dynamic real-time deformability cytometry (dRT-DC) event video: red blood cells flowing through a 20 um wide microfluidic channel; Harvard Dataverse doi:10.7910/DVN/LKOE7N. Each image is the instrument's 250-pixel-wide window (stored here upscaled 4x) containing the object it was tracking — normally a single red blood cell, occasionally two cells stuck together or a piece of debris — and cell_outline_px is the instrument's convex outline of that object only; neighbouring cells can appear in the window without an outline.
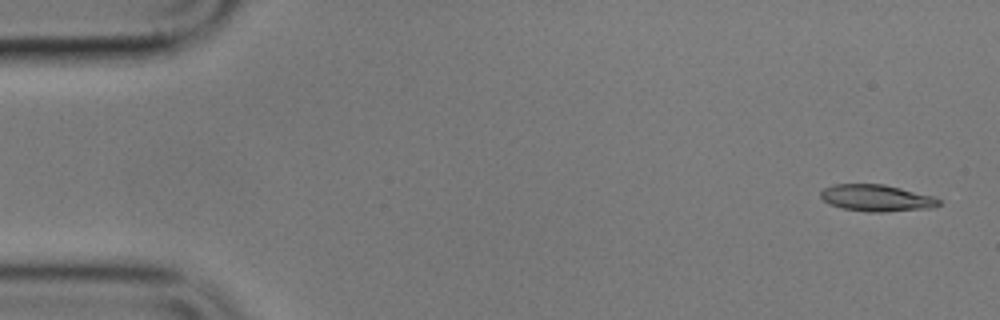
{"species": "common noctule bat (a hibernating species)", "species_latin": "Nyctalus noctula", "temperature_condition": "cold", "stored_images_in_passage": 4, "camera_frame_rate_fps": 3000, "um_per_image_px": 0.085, "animal": {"sex": "male", "body_mass_g": 17.9}, "frame": {"image": 1, "passage_image": 1, "time_ms": 0.0, "image_size_px": [1000, 320], "cell_outline_px": [[940, 204], [932, 208], [884, 212], [868, 212], [840, 208], [828, 204], [820, 196], [820, 192], [824, 188], [832, 184], [884, 184], [936, 196], [940, 200]], "centroid_in_image_um": [74.51, 16.83], "position_along_channel_um": 10.5, "area_um2": 18.67}}
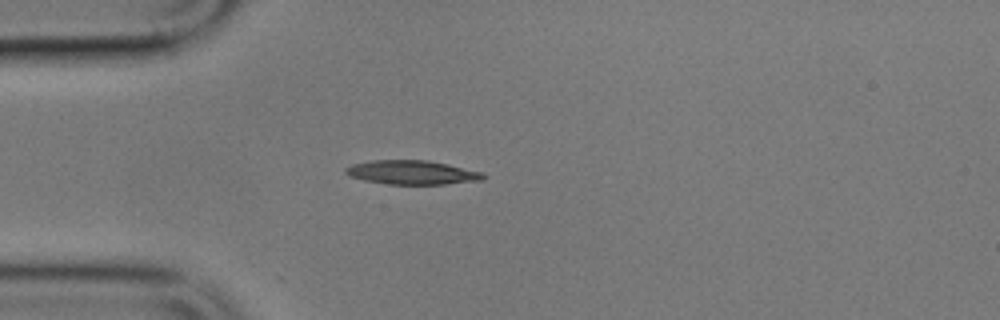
{"frame": {"image": 2, "passage_image": 4, "time_ms": 4.333, "image_size_px": [1000, 320], "cell_outline_px": [[488, 176], [484, 180], [444, 184], [388, 184], [364, 180], [348, 176], [344, 172], [344, 168], [352, 164], [372, 160], [428, 160], [448, 164], [484, 172]], "centroid_in_image_um": [35.05, 14.65], "position_along_channel_um": 50.0, "area_um2": 19.48}}